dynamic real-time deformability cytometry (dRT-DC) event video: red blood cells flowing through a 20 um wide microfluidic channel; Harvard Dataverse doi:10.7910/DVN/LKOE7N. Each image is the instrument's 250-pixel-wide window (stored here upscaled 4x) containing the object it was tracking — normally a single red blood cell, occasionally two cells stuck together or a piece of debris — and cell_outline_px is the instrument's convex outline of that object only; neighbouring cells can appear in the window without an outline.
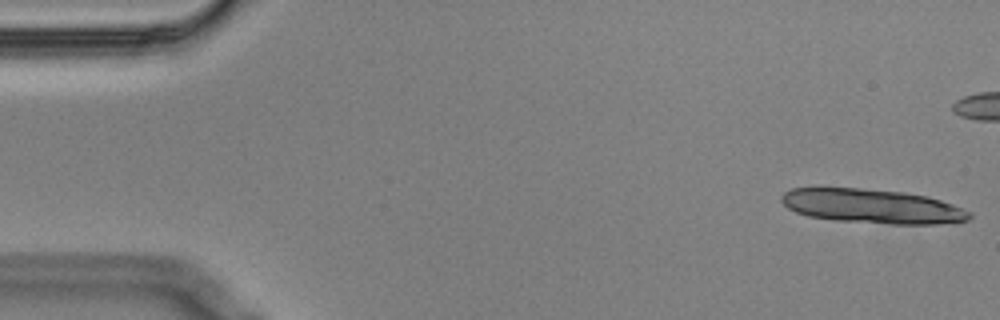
{"species": "Egyptian fruit bat (a non-hibernating species)", "species_latin": "Rousettus aegyptiacus", "temperature_condition": "cold", "stored_images_in_passage": 14, "camera_frame_rate_fps": 3000, "um_per_image_px": 0.085, "animal": {"sex": "male"}, "frame": {"image": 1, "passage_image": 1, "time_ms": 0.0, "image_size_px": [1000, 320], "cell_outline_px": [[972, 216], [968, 220], [936, 224], [892, 224], [836, 220], [808, 216], [796, 212], [788, 208], [780, 200], [780, 196], [784, 192], [792, 188], [860, 188], [904, 192], [928, 196], [952, 204], [972, 212]], "centroid_in_image_um": [74.14, 17.53], "position_along_channel_um": 10.9, "area_um2": 37.51}}